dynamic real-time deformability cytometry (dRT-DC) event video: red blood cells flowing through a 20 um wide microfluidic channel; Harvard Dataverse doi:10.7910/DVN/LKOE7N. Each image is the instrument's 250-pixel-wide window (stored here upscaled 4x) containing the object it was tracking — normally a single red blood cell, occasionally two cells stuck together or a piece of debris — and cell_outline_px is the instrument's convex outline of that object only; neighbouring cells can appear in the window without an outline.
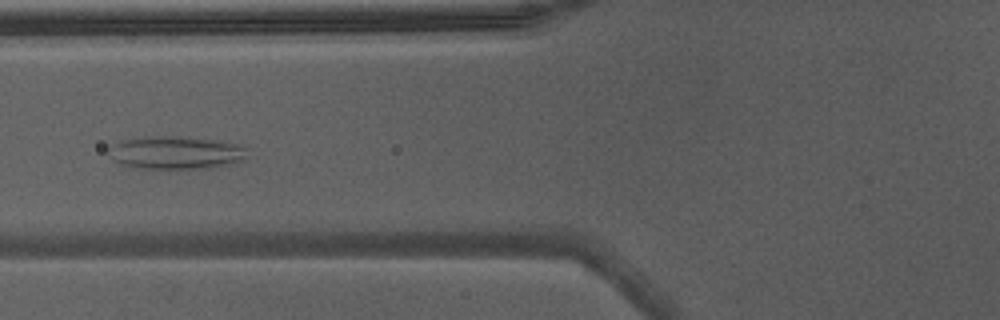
{"species": "Egyptian fruit bat (a non-hibernating species)", "species_latin": "Rousettus aegyptiacus", "temperature_condition": "warm", "stored_images_in_passage": 42, "camera_frame_rate_fps": 3000, "um_per_image_px": 0.085, "animal": {"sex": "male"}, "frame": {"image": 1, "passage_image": 13, "time_ms": 4.0, "image_size_px": [1000, 320], "cell_outline_px": [[244, 160], [228, 164], [208, 168], [140, 168], [124, 164], [116, 160], [108, 148], [112, 144], [120, 140], [144, 136], [188, 136], [216, 140], [240, 144], [244, 148]], "centroid_in_image_um": [14.95, 12.94], "position_along_channel_um": 110.8, "area_um2": 26.36}}
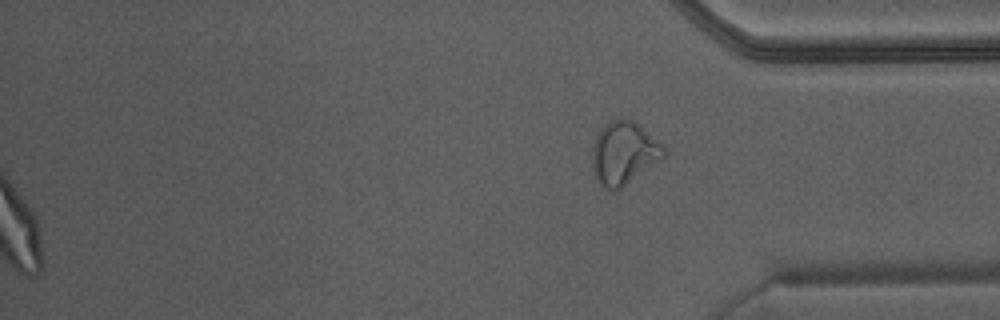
{"frame": {"image": 2, "passage_image": 42, "time_ms": 13.667, "image_size_px": [1000, 320], "cell_outline_px": [[664, 156], [660, 160], [620, 188], [608, 188], [600, 184], [596, 180], [592, 164], [592, 152], [600, 128], [608, 120], [620, 116], [632, 120], [664, 144]], "centroid_in_image_um": [53.02, 12.95], "position_along_channel_um": 382.2, "area_um2": 25.89}, "authors_computed_cell_mechanics": {"area_um2": 27.0793, "velocity_mm_per_s": 4.3213, "shape_relaxation_time_tau1_ms": null, "shape_relaxation_time_tau2_ms": 1.4105, "deformation_change_tau1": null, "deformation_change_tau2": 0.0878}}